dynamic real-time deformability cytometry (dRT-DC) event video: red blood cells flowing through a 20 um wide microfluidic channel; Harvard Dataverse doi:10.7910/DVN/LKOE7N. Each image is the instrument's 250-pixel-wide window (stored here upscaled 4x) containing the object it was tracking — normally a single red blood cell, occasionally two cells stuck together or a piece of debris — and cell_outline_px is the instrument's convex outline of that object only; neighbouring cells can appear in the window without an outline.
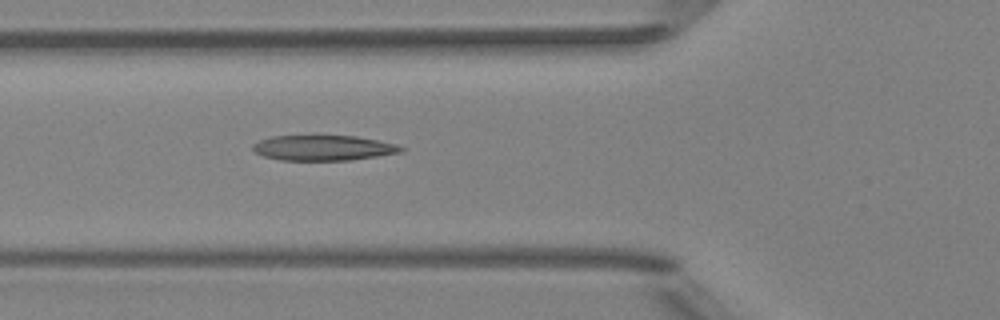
{"species": "Egyptian fruit bat (a non-hibernating species)", "species_latin": "Rousettus aegyptiacus", "temperature_condition": "room temperature", "stored_images_in_passage": 6, "camera_frame_rate_fps": 3000, "um_per_image_px": 0.085, "animal": {"sex": "female"}, "frame": {"image": 1, "passage_image": 6, "time_ms": 5.667, "image_size_px": [1000, 320], "cell_outline_px": [[404, 152], [352, 160], [280, 160], [264, 156], [256, 152], [252, 148], [252, 144], [260, 140], [272, 136], [356, 136], [380, 140], [396, 144], [404, 148]], "centroid_in_image_um": [27.52, 12.57], "position_along_channel_um": 98.3, "area_um2": 21.85}}